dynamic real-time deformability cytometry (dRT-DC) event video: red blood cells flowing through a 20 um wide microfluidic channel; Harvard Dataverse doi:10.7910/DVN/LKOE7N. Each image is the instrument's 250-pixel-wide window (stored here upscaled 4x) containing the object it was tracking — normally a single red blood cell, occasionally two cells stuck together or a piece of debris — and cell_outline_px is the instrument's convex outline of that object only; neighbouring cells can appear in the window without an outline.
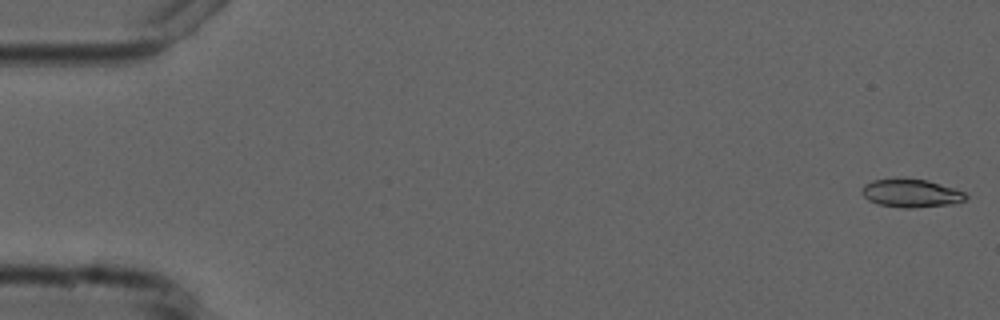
{"species": "common noctule bat (a hibernating species)", "species_latin": "Nyctalus noctula", "temperature_condition": "cold", "stored_images_in_passage": 3, "camera_frame_rate_fps": 3000, "um_per_image_px": 0.085, "animal": {"sex": "male", "forearm_length_mm": 52.5}, "frame": {"image": 1, "passage_image": 1, "time_ms": 0.0, "image_size_px": [1000, 320], "cell_outline_px": [[968, 196], [964, 200], [952, 204], [912, 208], [904, 208], [880, 204], [868, 200], [860, 192], [864, 184], [872, 180], [896, 176], [928, 180], [964, 192]], "centroid_in_image_um": [77.38, 16.39], "position_along_channel_um": 7.6, "area_um2": 17.4}}